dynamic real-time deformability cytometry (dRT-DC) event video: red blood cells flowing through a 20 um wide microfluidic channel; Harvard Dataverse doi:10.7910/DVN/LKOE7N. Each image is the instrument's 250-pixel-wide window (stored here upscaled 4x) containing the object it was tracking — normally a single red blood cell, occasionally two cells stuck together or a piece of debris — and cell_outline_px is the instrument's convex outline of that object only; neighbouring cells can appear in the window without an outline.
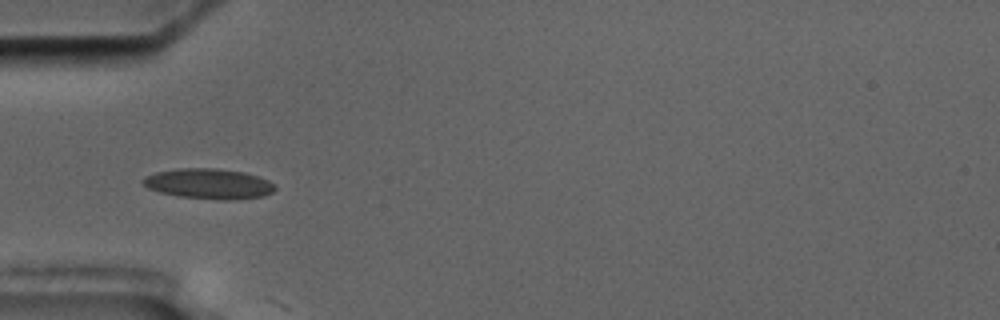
{"species": "common noctule bat (a hibernating species)", "species_latin": "Nyctalus noctula", "temperature_condition": "cold", "stored_images_in_passage": 3, "camera_frame_rate_fps": 3000, "um_per_image_px": 0.085, "animal": {"sex": "male", "body_mass_g": 17.5, "forearm_length_mm": 52.3}, "frame": {"image": 1, "passage_image": 2, "time_ms": 1.0, "image_size_px": [1000, 320], "cell_outline_px": [[276, 188], [272, 192], [264, 196], [236, 200], [220, 200], [180, 196], [160, 192], [148, 188], [140, 180], [144, 176], [156, 172], [176, 168], [216, 168], [244, 172], [268, 180]], "centroid_in_image_um": [17.73, 15.62], "position_along_channel_um": 67.3, "area_um2": 23.35}}
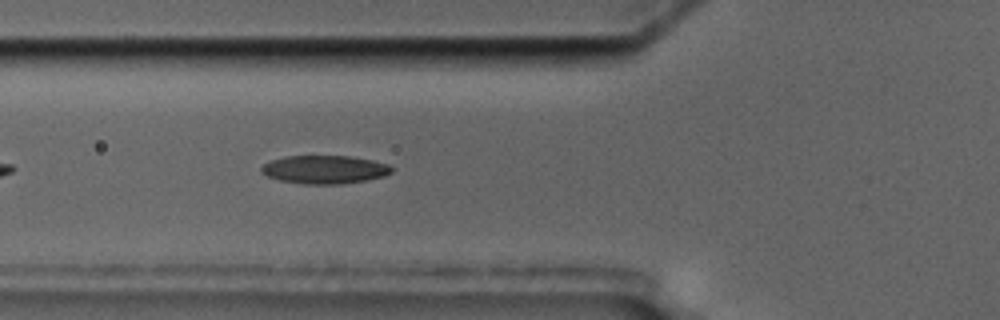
{"frame": {"image": 2, "passage_image": 3, "time_ms": 2.333, "image_size_px": [1000, 320], "cell_outline_px": [[392, 172], [384, 176], [368, 180], [340, 184], [304, 184], [280, 180], [268, 176], [260, 172], [260, 168], [264, 164], [272, 160], [284, 156], [348, 156], [372, 160], [388, 164], [392, 168]], "centroid_in_image_um": [27.59, 14.41], "position_along_channel_um": 98.2, "area_um2": 21.44}}